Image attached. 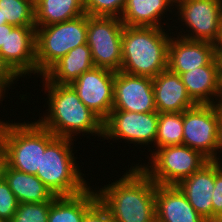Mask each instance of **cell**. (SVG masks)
Wrapping results in <instances>:
<instances>
[{"label":"cell","mask_w":222,"mask_h":222,"mask_svg":"<svg viewBox=\"0 0 222 222\" xmlns=\"http://www.w3.org/2000/svg\"><path fill=\"white\" fill-rule=\"evenodd\" d=\"M114 182L95 188L114 222H156V183L133 166Z\"/></svg>","instance_id":"obj_1"},{"label":"cell","mask_w":222,"mask_h":222,"mask_svg":"<svg viewBox=\"0 0 222 222\" xmlns=\"http://www.w3.org/2000/svg\"><path fill=\"white\" fill-rule=\"evenodd\" d=\"M40 78L48 98V109L37 120L42 127L56 137L75 140L82 133L103 139V121L81 101L70 84H55L44 76Z\"/></svg>","instance_id":"obj_2"},{"label":"cell","mask_w":222,"mask_h":222,"mask_svg":"<svg viewBox=\"0 0 222 222\" xmlns=\"http://www.w3.org/2000/svg\"><path fill=\"white\" fill-rule=\"evenodd\" d=\"M166 30L124 25L120 71L130 75L155 78L166 70L168 46L171 35L175 33L171 32L173 29L170 27Z\"/></svg>","instance_id":"obj_3"},{"label":"cell","mask_w":222,"mask_h":222,"mask_svg":"<svg viewBox=\"0 0 222 222\" xmlns=\"http://www.w3.org/2000/svg\"><path fill=\"white\" fill-rule=\"evenodd\" d=\"M11 122L8 120L0 126V146L6 164L17 171L36 175L38 168H41V153L56 136L36 119L28 123Z\"/></svg>","instance_id":"obj_4"},{"label":"cell","mask_w":222,"mask_h":222,"mask_svg":"<svg viewBox=\"0 0 222 222\" xmlns=\"http://www.w3.org/2000/svg\"><path fill=\"white\" fill-rule=\"evenodd\" d=\"M74 141L56 137L41 153V168H38L36 176L56 197L82 193L91 185L76 163L75 152H72Z\"/></svg>","instance_id":"obj_5"},{"label":"cell","mask_w":222,"mask_h":222,"mask_svg":"<svg viewBox=\"0 0 222 222\" xmlns=\"http://www.w3.org/2000/svg\"><path fill=\"white\" fill-rule=\"evenodd\" d=\"M87 43V14L52 24L36 26L37 77L77 46Z\"/></svg>","instance_id":"obj_6"},{"label":"cell","mask_w":222,"mask_h":222,"mask_svg":"<svg viewBox=\"0 0 222 222\" xmlns=\"http://www.w3.org/2000/svg\"><path fill=\"white\" fill-rule=\"evenodd\" d=\"M139 166L157 185H178L182 180L199 171L210 160L200 151L186 145L158 148Z\"/></svg>","instance_id":"obj_7"},{"label":"cell","mask_w":222,"mask_h":222,"mask_svg":"<svg viewBox=\"0 0 222 222\" xmlns=\"http://www.w3.org/2000/svg\"><path fill=\"white\" fill-rule=\"evenodd\" d=\"M174 14V17L178 15L176 20L179 22L176 23L181 25L170 27L183 28L177 29L181 31H175L173 35L213 44L217 41L222 20V0H176Z\"/></svg>","instance_id":"obj_8"},{"label":"cell","mask_w":222,"mask_h":222,"mask_svg":"<svg viewBox=\"0 0 222 222\" xmlns=\"http://www.w3.org/2000/svg\"><path fill=\"white\" fill-rule=\"evenodd\" d=\"M123 29L120 18L87 15V44L95 67L121 70Z\"/></svg>","instance_id":"obj_9"},{"label":"cell","mask_w":222,"mask_h":222,"mask_svg":"<svg viewBox=\"0 0 222 222\" xmlns=\"http://www.w3.org/2000/svg\"><path fill=\"white\" fill-rule=\"evenodd\" d=\"M158 120L157 111L140 113L111 110L109 117L103 122V140H120L121 143L124 140L123 143H133L136 147L141 145L155 148Z\"/></svg>","instance_id":"obj_10"},{"label":"cell","mask_w":222,"mask_h":222,"mask_svg":"<svg viewBox=\"0 0 222 222\" xmlns=\"http://www.w3.org/2000/svg\"><path fill=\"white\" fill-rule=\"evenodd\" d=\"M0 66L16 81L37 75L36 26L7 24V39L0 49Z\"/></svg>","instance_id":"obj_11"},{"label":"cell","mask_w":222,"mask_h":222,"mask_svg":"<svg viewBox=\"0 0 222 222\" xmlns=\"http://www.w3.org/2000/svg\"><path fill=\"white\" fill-rule=\"evenodd\" d=\"M218 104H196L183 112V145L217 161Z\"/></svg>","instance_id":"obj_12"},{"label":"cell","mask_w":222,"mask_h":222,"mask_svg":"<svg viewBox=\"0 0 222 222\" xmlns=\"http://www.w3.org/2000/svg\"><path fill=\"white\" fill-rule=\"evenodd\" d=\"M114 79V71L94 67L70 85L81 101L104 122L113 109Z\"/></svg>","instance_id":"obj_13"},{"label":"cell","mask_w":222,"mask_h":222,"mask_svg":"<svg viewBox=\"0 0 222 222\" xmlns=\"http://www.w3.org/2000/svg\"><path fill=\"white\" fill-rule=\"evenodd\" d=\"M112 110L156 112L152 78L115 72Z\"/></svg>","instance_id":"obj_14"},{"label":"cell","mask_w":222,"mask_h":222,"mask_svg":"<svg viewBox=\"0 0 222 222\" xmlns=\"http://www.w3.org/2000/svg\"><path fill=\"white\" fill-rule=\"evenodd\" d=\"M207 64H218L213 43L190 40L172 34L168 46V70L181 75Z\"/></svg>","instance_id":"obj_15"},{"label":"cell","mask_w":222,"mask_h":222,"mask_svg":"<svg viewBox=\"0 0 222 222\" xmlns=\"http://www.w3.org/2000/svg\"><path fill=\"white\" fill-rule=\"evenodd\" d=\"M156 222H204L177 185H157Z\"/></svg>","instance_id":"obj_16"},{"label":"cell","mask_w":222,"mask_h":222,"mask_svg":"<svg viewBox=\"0 0 222 222\" xmlns=\"http://www.w3.org/2000/svg\"><path fill=\"white\" fill-rule=\"evenodd\" d=\"M152 81L158 113L184 112L196 105L189 97L179 74L166 69L152 78Z\"/></svg>","instance_id":"obj_17"},{"label":"cell","mask_w":222,"mask_h":222,"mask_svg":"<svg viewBox=\"0 0 222 222\" xmlns=\"http://www.w3.org/2000/svg\"><path fill=\"white\" fill-rule=\"evenodd\" d=\"M215 184V161L210 160L199 171L182 180L177 186L195 211L203 218L213 216L212 195Z\"/></svg>","instance_id":"obj_18"},{"label":"cell","mask_w":222,"mask_h":222,"mask_svg":"<svg viewBox=\"0 0 222 222\" xmlns=\"http://www.w3.org/2000/svg\"><path fill=\"white\" fill-rule=\"evenodd\" d=\"M175 1L176 0H127L120 19L124 25L131 27L168 28V23L162 22L161 20L170 22L169 18L165 19L164 15H167L168 11L169 15L170 13L172 15V10L173 13H175Z\"/></svg>","instance_id":"obj_19"},{"label":"cell","mask_w":222,"mask_h":222,"mask_svg":"<svg viewBox=\"0 0 222 222\" xmlns=\"http://www.w3.org/2000/svg\"><path fill=\"white\" fill-rule=\"evenodd\" d=\"M180 76L189 97L195 104H217L220 82L218 64L197 67Z\"/></svg>","instance_id":"obj_20"},{"label":"cell","mask_w":222,"mask_h":222,"mask_svg":"<svg viewBox=\"0 0 222 222\" xmlns=\"http://www.w3.org/2000/svg\"><path fill=\"white\" fill-rule=\"evenodd\" d=\"M94 67L91 49L85 43L69 51L43 76L50 83L71 84L84 72Z\"/></svg>","instance_id":"obj_21"},{"label":"cell","mask_w":222,"mask_h":222,"mask_svg":"<svg viewBox=\"0 0 222 222\" xmlns=\"http://www.w3.org/2000/svg\"><path fill=\"white\" fill-rule=\"evenodd\" d=\"M97 200V192L92 186L73 196L55 197L50 205L48 222H82L85 212Z\"/></svg>","instance_id":"obj_22"},{"label":"cell","mask_w":222,"mask_h":222,"mask_svg":"<svg viewBox=\"0 0 222 222\" xmlns=\"http://www.w3.org/2000/svg\"><path fill=\"white\" fill-rule=\"evenodd\" d=\"M4 180L19 203H43L56 197L36 175L17 171L7 165Z\"/></svg>","instance_id":"obj_23"},{"label":"cell","mask_w":222,"mask_h":222,"mask_svg":"<svg viewBox=\"0 0 222 222\" xmlns=\"http://www.w3.org/2000/svg\"><path fill=\"white\" fill-rule=\"evenodd\" d=\"M85 14L84 0H38L35 3V26H49Z\"/></svg>","instance_id":"obj_24"},{"label":"cell","mask_w":222,"mask_h":222,"mask_svg":"<svg viewBox=\"0 0 222 222\" xmlns=\"http://www.w3.org/2000/svg\"><path fill=\"white\" fill-rule=\"evenodd\" d=\"M183 144V112L159 113L155 149L149 148L151 156L158 148Z\"/></svg>","instance_id":"obj_25"},{"label":"cell","mask_w":222,"mask_h":222,"mask_svg":"<svg viewBox=\"0 0 222 222\" xmlns=\"http://www.w3.org/2000/svg\"><path fill=\"white\" fill-rule=\"evenodd\" d=\"M0 9L7 24L35 26V4L30 0H0Z\"/></svg>","instance_id":"obj_26"},{"label":"cell","mask_w":222,"mask_h":222,"mask_svg":"<svg viewBox=\"0 0 222 222\" xmlns=\"http://www.w3.org/2000/svg\"><path fill=\"white\" fill-rule=\"evenodd\" d=\"M51 203H19L10 222H48Z\"/></svg>","instance_id":"obj_27"},{"label":"cell","mask_w":222,"mask_h":222,"mask_svg":"<svg viewBox=\"0 0 222 222\" xmlns=\"http://www.w3.org/2000/svg\"><path fill=\"white\" fill-rule=\"evenodd\" d=\"M127 0H84V12L89 16L120 18Z\"/></svg>","instance_id":"obj_28"},{"label":"cell","mask_w":222,"mask_h":222,"mask_svg":"<svg viewBox=\"0 0 222 222\" xmlns=\"http://www.w3.org/2000/svg\"><path fill=\"white\" fill-rule=\"evenodd\" d=\"M19 202L4 178L0 181V220L10 222Z\"/></svg>","instance_id":"obj_29"},{"label":"cell","mask_w":222,"mask_h":222,"mask_svg":"<svg viewBox=\"0 0 222 222\" xmlns=\"http://www.w3.org/2000/svg\"><path fill=\"white\" fill-rule=\"evenodd\" d=\"M213 216L222 215V161H215V184L212 195Z\"/></svg>","instance_id":"obj_30"},{"label":"cell","mask_w":222,"mask_h":222,"mask_svg":"<svg viewBox=\"0 0 222 222\" xmlns=\"http://www.w3.org/2000/svg\"><path fill=\"white\" fill-rule=\"evenodd\" d=\"M82 222H114L108 209L98 199L84 214Z\"/></svg>","instance_id":"obj_31"},{"label":"cell","mask_w":222,"mask_h":222,"mask_svg":"<svg viewBox=\"0 0 222 222\" xmlns=\"http://www.w3.org/2000/svg\"><path fill=\"white\" fill-rule=\"evenodd\" d=\"M17 83V81L8 73V72H0V101L2 102L5 98V93L8 92L12 84ZM8 88V89H7ZM2 99V100H1ZM0 102V103H1ZM0 119V126L6 123L7 121Z\"/></svg>","instance_id":"obj_32"},{"label":"cell","mask_w":222,"mask_h":222,"mask_svg":"<svg viewBox=\"0 0 222 222\" xmlns=\"http://www.w3.org/2000/svg\"><path fill=\"white\" fill-rule=\"evenodd\" d=\"M217 162L222 159L220 154L222 152V107L218 105V130H217ZM219 154V155H218Z\"/></svg>","instance_id":"obj_33"},{"label":"cell","mask_w":222,"mask_h":222,"mask_svg":"<svg viewBox=\"0 0 222 222\" xmlns=\"http://www.w3.org/2000/svg\"><path fill=\"white\" fill-rule=\"evenodd\" d=\"M6 165V157L0 146V181L4 178V170Z\"/></svg>","instance_id":"obj_34"},{"label":"cell","mask_w":222,"mask_h":222,"mask_svg":"<svg viewBox=\"0 0 222 222\" xmlns=\"http://www.w3.org/2000/svg\"><path fill=\"white\" fill-rule=\"evenodd\" d=\"M7 39V23L0 25V49L5 46V41Z\"/></svg>","instance_id":"obj_35"},{"label":"cell","mask_w":222,"mask_h":222,"mask_svg":"<svg viewBox=\"0 0 222 222\" xmlns=\"http://www.w3.org/2000/svg\"><path fill=\"white\" fill-rule=\"evenodd\" d=\"M215 49H222V20L219 29V36L217 41L214 43Z\"/></svg>","instance_id":"obj_36"},{"label":"cell","mask_w":222,"mask_h":222,"mask_svg":"<svg viewBox=\"0 0 222 222\" xmlns=\"http://www.w3.org/2000/svg\"><path fill=\"white\" fill-rule=\"evenodd\" d=\"M216 51V59L219 66V73H222V49H215Z\"/></svg>","instance_id":"obj_37"},{"label":"cell","mask_w":222,"mask_h":222,"mask_svg":"<svg viewBox=\"0 0 222 222\" xmlns=\"http://www.w3.org/2000/svg\"><path fill=\"white\" fill-rule=\"evenodd\" d=\"M220 74V82H219V95L217 99V104L222 107V73Z\"/></svg>","instance_id":"obj_38"},{"label":"cell","mask_w":222,"mask_h":222,"mask_svg":"<svg viewBox=\"0 0 222 222\" xmlns=\"http://www.w3.org/2000/svg\"><path fill=\"white\" fill-rule=\"evenodd\" d=\"M204 222H222V215H215L205 218Z\"/></svg>","instance_id":"obj_39"},{"label":"cell","mask_w":222,"mask_h":222,"mask_svg":"<svg viewBox=\"0 0 222 222\" xmlns=\"http://www.w3.org/2000/svg\"><path fill=\"white\" fill-rule=\"evenodd\" d=\"M7 23L6 18H3V14L0 9V25Z\"/></svg>","instance_id":"obj_40"},{"label":"cell","mask_w":222,"mask_h":222,"mask_svg":"<svg viewBox=\"0 0 222 222\" xmlns=\"http://www.w3.org/2000/svg\"><path fill=\"white\" fill-rule=\"evenodd\" d=\"M0 72H7V71L3 70V69L1 68V66H0Z\"/></svg>","instance_id":"obj_41"},{"label":"cell","mask_w":222,"mask_h":222,"mask_svg":"<svg viewBox=\"0 0 222 222\" xmlns=\"http://www.w3.org/2000/svg\"><path fill=\"white\" fill-rule=\"evenodd\" d=\"M30 1H32L35 4L38 0H30Z\"/></svg>","instance_id":"obj_42"}]
</instances>
